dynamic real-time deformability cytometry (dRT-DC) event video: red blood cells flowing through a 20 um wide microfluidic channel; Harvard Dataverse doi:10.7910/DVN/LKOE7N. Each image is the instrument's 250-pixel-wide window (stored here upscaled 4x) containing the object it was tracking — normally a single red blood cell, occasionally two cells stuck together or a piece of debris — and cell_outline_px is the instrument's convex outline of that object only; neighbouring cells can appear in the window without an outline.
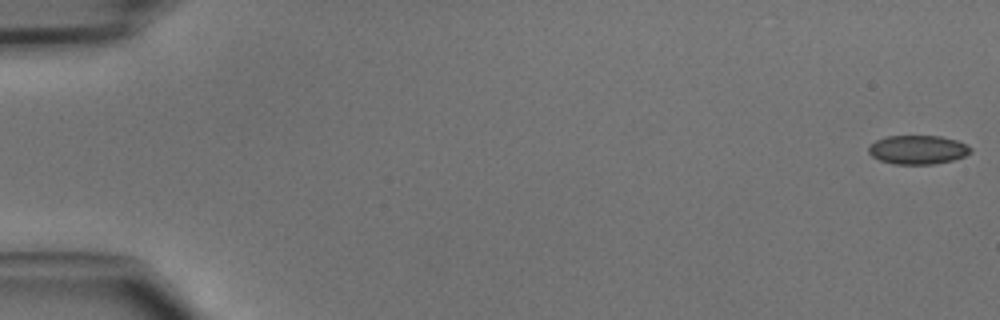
{"species": "common noctule bat (a hibernating species)", "species_latin": "Nyctalus noctula", "temperature_condition": "cold", "stored_images_in_passage": 47, "camera_frame_rate_fps": 3000, "um_per_image_px": 0.085, "animal": {"sex": "male", "body_mass_g": 15.6}, "frame": {"image": 1, "passage_image": 1, "time_ms": 0.0, "image_size_px": [1000, 320], "cell_outline_px": [[972, 152], [964, 156], [952, 160], [932, 164], [892, 164], [880, 160], [872, 156], [868, 152], [868, 148], [876, 140], [888, 136], [940, 136], [956, 140], [968, 144], [972, 148]], "centroid_in_image_um": [78.03, 12.72], "position_along_channel_um": 7.0, "area_um2": 17.17}}
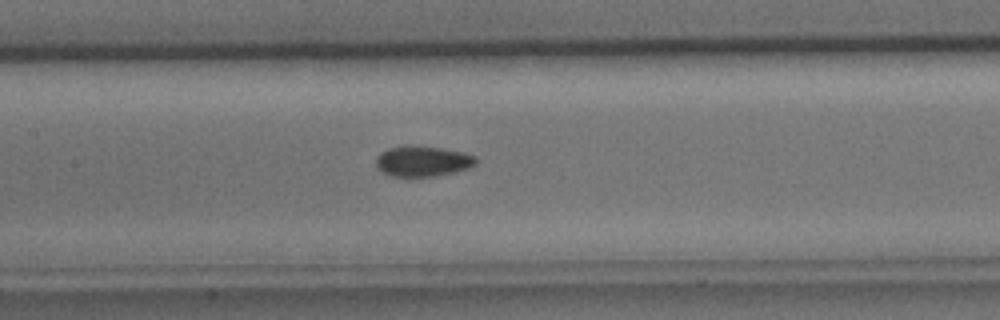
{"frame": {"image": 2, "passage_image": 23, "time_ms": 7.333, "image_size_px": [1000, 320], "cell_outline_px": [[476, 164], [468, 168], [456, 172], [436, 176], [392, 176], [376, 168], [376, 156], [380, 152], [388, 148], [408, 144], [440, 148], [464, 152], [476, 156]], "centroid_in_image_um": [35.91, 13.69], "position_along_channel_um": 171.5, "area_um2": 17.98}}
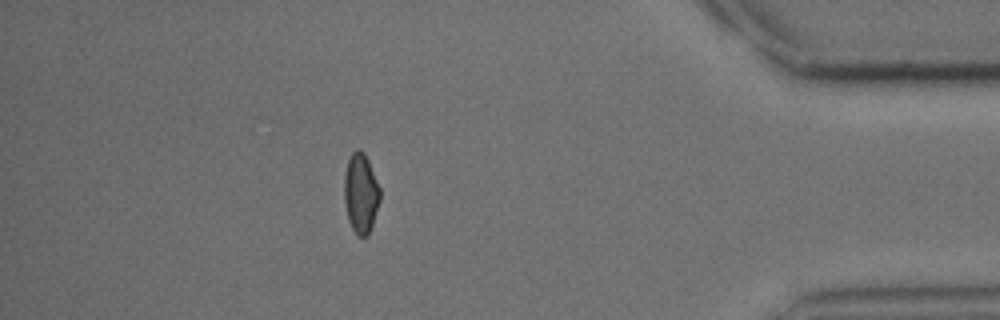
{"frame": {"image": 3, "passage_image": 42, "time_ms": 13.667, "image_size_px": [1000, 320], "cell_outline_px": [[380, 200], [368, 236], [360, 236], [352, 228], [348, 220], [344, 200], [344, 172], [348, 160], [352, 152], [356, 148], [360, 148], [364, 152], [368, 160], [380, 188]], "centroid_in_image_um": [30.66, 16.39], "position_along_channel_um": 404.5, "area_um2": 16.65}}